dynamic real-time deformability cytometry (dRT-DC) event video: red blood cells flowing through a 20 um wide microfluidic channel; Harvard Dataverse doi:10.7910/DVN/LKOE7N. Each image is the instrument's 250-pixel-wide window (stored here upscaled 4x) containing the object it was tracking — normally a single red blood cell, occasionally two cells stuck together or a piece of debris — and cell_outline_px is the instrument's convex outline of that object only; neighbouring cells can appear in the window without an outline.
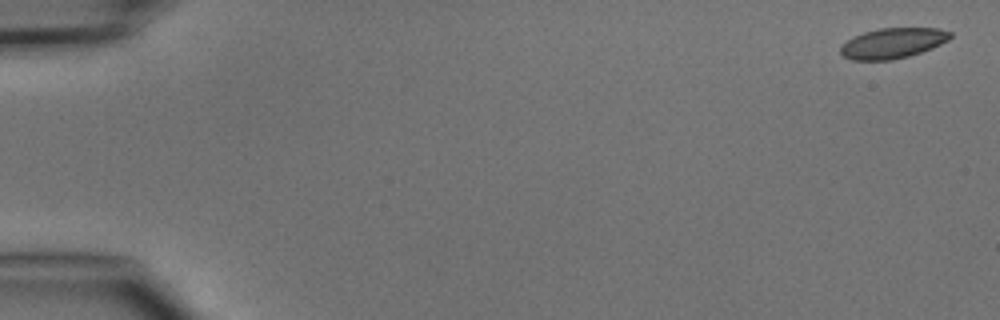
{"species": "common noctule bat (a hibernating species)", "species_latin": "Nyctalus noctula", "temperature_condition": "cold", "stored_images_in_passage": 6, "camera_frame_rate_fps": 3000, "um_per_image_px": 0.085, "animal": {"sex": "male", "body_mass_g": 15.6}, "frame": {"image": 1, "passage_image": 1, "time_ms": 0.0, "image_size_px": [1000, 320], "cell_outline_px": [[952, 36], [948, 40], [932, 48], [908, 56], [892, 60], [852, 60], [844, 56], [840, 52], [840, 48], [852, 36], [864, 32], [880, 28], [940, 28], [952, 32]], "centroid_in_image_um": [75.89, 3.66], "position_along_channel_um": 9.1, "area_um2": 19.36}}